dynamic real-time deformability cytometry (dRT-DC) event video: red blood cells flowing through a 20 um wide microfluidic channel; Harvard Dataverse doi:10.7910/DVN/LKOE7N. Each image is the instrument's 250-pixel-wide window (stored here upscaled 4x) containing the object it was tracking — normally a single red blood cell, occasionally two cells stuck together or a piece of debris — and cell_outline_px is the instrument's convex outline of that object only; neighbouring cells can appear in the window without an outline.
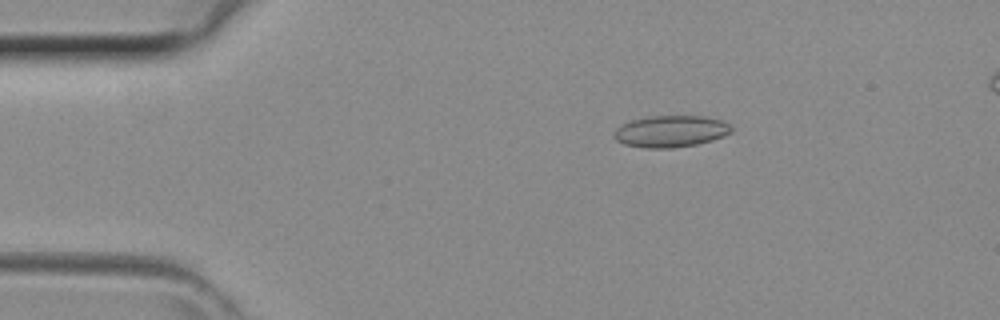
{"species": "common noctule bat (a hibernating species)", "species_latin": "Nyctalus noctula", "temperature_condition": "room temperature", "stored_images_in_passage": 40, "segment_of_instrument_passage": [1, 2], "camera_frame_rate_fps": 3000, "um_per_image_px": 0.085, "animal": {"sex": "female", "body_mass_g": 29.2, "forearm_length_mm": 56.3}, "frame": {"image": 1, "passage_image": 4, "time_ms": 1.0, "image_size_px": [1000, 320], "cell_outline_px": [[732, 132], [724, 136], [712, 140], [696, 144], [672, 148], [644, 148], [624, 144], [616, 140], [612, 136], [612, 132], [620, 124], [632, 120], [648, 116], [704, 116], [724, 120], [732, 128]], "centroid_in_image_um": [56.98, 11.16], "position_along_channel_um": 28.0, "area_um2": 21.91}}
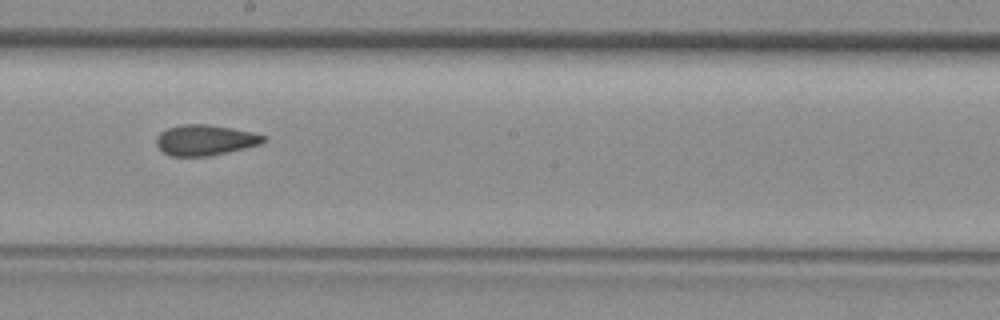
{"frame": {"image": 2, "passage_image": 20, "time_ms": 6.333, "image_size_px": [1000, 320], "cell_outline_px": [[268, 140], [260, 144], [244, 148], [208, 156], [168, 156], [156, 144], [156, 136], [160, 132], [168, 128], [180, 124], [204, 124], [232, 128], [252, 132], [264, 136]], "centroid_in_image_um": [17.41, 11.9], "position_along_channel_um": 230.8, "area_um2": 19.02}}
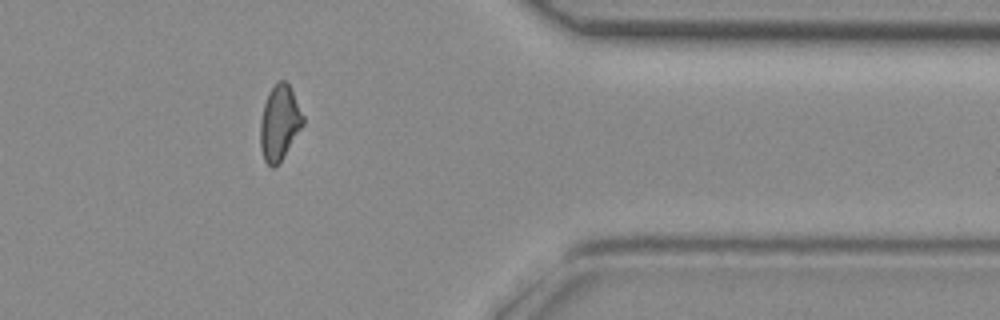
{"frame": {"image": 3, "passage_image": 31, "time_ms": 10.0, "image_size_px": [1000, 320], "cell_outline_px": [[304, 124], [284, 156], [276, 168], [272, 168], [264, 160], [260, 148], [260, 120], [264, 104], [268, 92], [276, 80], [284, 80], [288, 84], [304, 116]], "centroid_in_image_um": [23.74, 10.45], "position_along_channel_um": 387.7, "area_um2": 18.79}}